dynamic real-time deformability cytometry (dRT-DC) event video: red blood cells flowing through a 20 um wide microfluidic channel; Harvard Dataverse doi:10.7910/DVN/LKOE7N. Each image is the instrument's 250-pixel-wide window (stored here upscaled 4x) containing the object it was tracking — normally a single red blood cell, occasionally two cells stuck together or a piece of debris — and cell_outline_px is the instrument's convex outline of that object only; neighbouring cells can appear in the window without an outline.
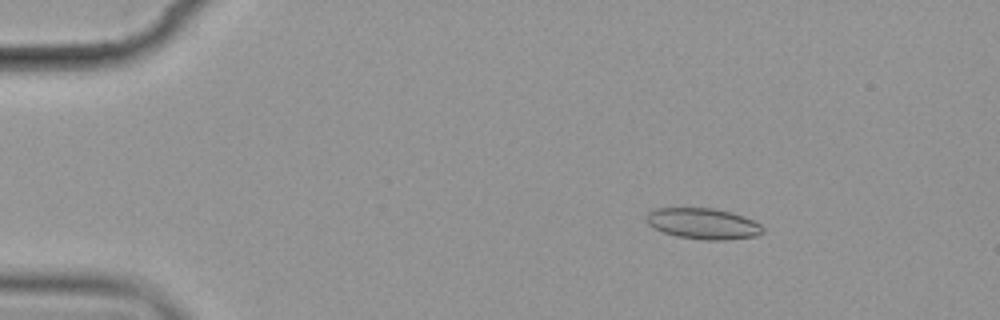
{"species": "common noctule bat (a hibernating species)", "species_latin": "Nyctalus noctula", "temperature_condition": "cold", "stored_images_in_passage": 6, "camera_frame_rate_fps": 3000, "um_per_image_px": 0.085, "animal": {"sex": "female", "body_mass_g": 19.9}, "frame": {"image": 1, "passage_image": 2, "time_ms": 1.0, "image_size_px": [1000, 320], "cell_outline_px": [[764, 232], [756, 236], [724, 240], [704, 240], [676, 236], [652, 228], [648, 224], [644, 216], [652, 208], [716, 208], [732, 212], [744, 216], [760, 224], [764, 228]], "centroid_in_image_um": [59.74, 19.0], "position_along_channel_um": 25.3, "area_um2": 21.27}}
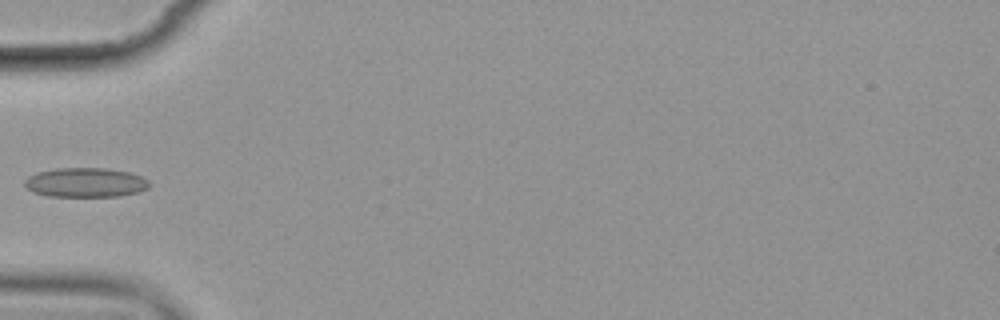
{"frame": {"image": 2, "passage_image": 5, "time_ms": 4.667, "image_size_px": [1000, 320], "cell_outline_px": [[148, 188], [136, 192], [120, 196], [48, 196], [32, 192], [24, 184], [24, 180], [28, 176], [36, 172], [56, 168], [108, 168], [128, 172], [140, 176], [148, 180]], "centroid_in_image_um": [7.22, 15.5], "position_along_channel_um": 77.8, "area_um2": 21.33}}
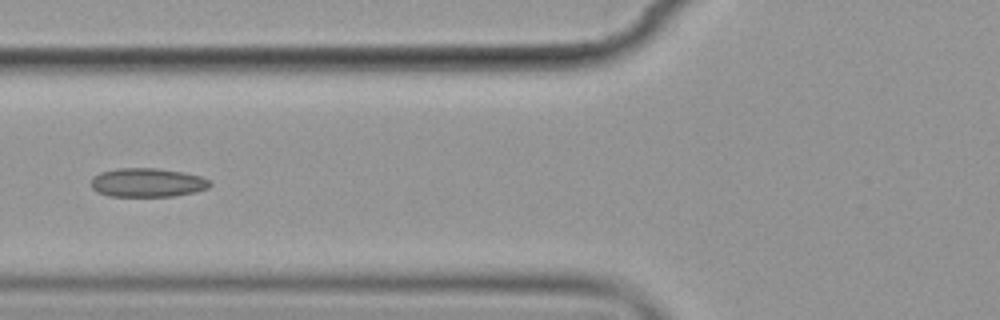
{"frame": {"image": 3, "passage_image": 6, "time_ms": 5.667, "image_size_px": [1000, 320], "cell_outline_px": [[212, 184], [208, 188], [196, 192], [172, 196], [108, 196], [96, 192], [92, 188], [92, 176], [100, 172], [120, 168], [156, 168], [184, 172], [200, 176], [212, 180]], "centroid_in_image_um": [12.55, 15.52], "position_along_channel_um": 113.3, "area_um2": 20.17}}